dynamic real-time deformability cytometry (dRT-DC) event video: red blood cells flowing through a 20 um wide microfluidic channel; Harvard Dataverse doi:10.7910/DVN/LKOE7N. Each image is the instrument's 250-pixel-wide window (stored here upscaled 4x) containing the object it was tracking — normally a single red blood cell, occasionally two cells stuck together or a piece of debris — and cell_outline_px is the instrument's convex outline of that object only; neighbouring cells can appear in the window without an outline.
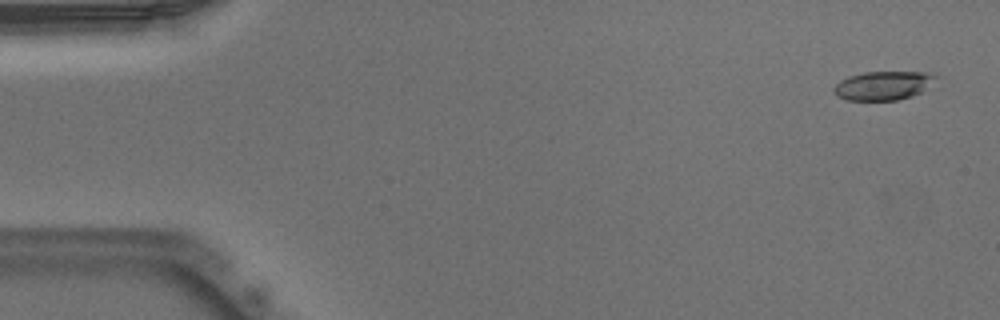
{"species": "Egyptian fruit bat (a non-hibernating species)", "species_latin": "Rousettus aegyptiacus", "temperature_condition": "warm", "stored_images_in_passage": 51, "camera_frame_rate_fps": 3000, "um_per_image_px": 0.085, "animal": {"sex": "male"}, "frame": {"image": 1, "passage_image": 2, "time_ms": 0.333, "image_size_px": [1000, 320], "cell_outline_px": [[940, 76], [920, 92], [912, 96], [896, 100], [848, 100], [836, 96], [832, 88], [840, 80], [848, 76], [864, 72], [936, 72]], "centroid_in_image_um": [75.08, 7.26], "position_along_channel_um": 9.9, "area_um2": 17.22}}
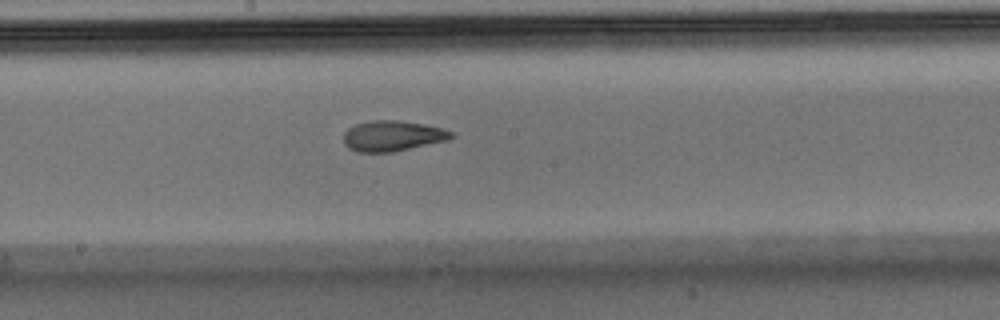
{"frame": {"image": 2, "passage_image": 27, "time_ms": 8.667, "image_size_px": [1000, 320], "cell_outline_px": [[452, 136], [448, 140], [392, 152], [356, 152], [348, 148], [344, 144], [344, 132], [348, 128], [356, 124], [368, 120], [400, 120], [444, 128], [452, 132]], "centroid_in_image_um": [33.33, 11.55], "position_along_channel_um": 214.9, "area_um2": 19.19}}
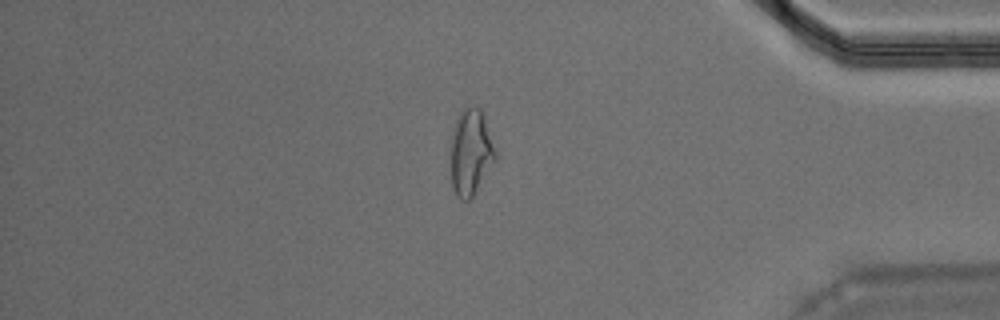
{"frame": {"image": 3, "passage_image": 43, "time_ms": 14.0, "image_size_px": [1000, 320], "cell_outline_px": [[496, 160], [472, 196], [468, 200], [460, 200], [456, 196], [452, 188], [452, 136], [456, 124], [464, 108], [468, 104], [476, 104], [480, 108], [484, 116], [496, 152]], "centroid_in_image_um": [40.04, 12.94], "position_along_channel_um": 395.2, "area_um2": 21.96}, "authors_computed_cell_mechanics": {"area_um2": 19.1318, "velocity_mm_per_s": 3.9463, "shape_relaxation_time_tau1_ms": 9.6698, "shape_relaxation_time_tau2_ms": 2.0659, "deformation_change_tau1": 0.2791, "deformation_change_tau2": 0.1038}}